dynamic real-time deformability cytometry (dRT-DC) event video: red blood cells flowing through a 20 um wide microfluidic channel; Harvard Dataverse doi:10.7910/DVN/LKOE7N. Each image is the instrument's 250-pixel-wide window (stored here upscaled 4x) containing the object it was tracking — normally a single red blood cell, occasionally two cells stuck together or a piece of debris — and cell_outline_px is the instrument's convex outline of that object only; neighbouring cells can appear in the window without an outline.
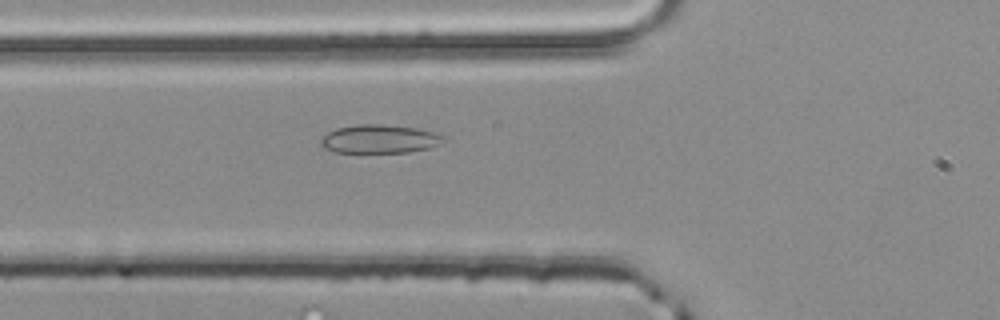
{"species": "common noctule bat (a hibernating species)", "species_latin": "Nyctalus noctula", "temperature_condition": "room temperature", "stored_images_in_passage": 38, "camera_frame_rate_fps": 3000, "um_per_image_px": 0.085, "animal": {"sex": "male", "body_mass_g": 20.4}, "frame": {"image": 1, "passage_image": 5, "time_ms": 1.333, "image_size_px": [1000, 320], "cell_outline_px": [[448, 140], [428, 148], [408, 152], [332, 152], [324, 148], [320, 144], [320, 140], [328, 132], [336, 128], [356, 124], [380, 124], [416, 128], [432, 132], [444, 136]], "centroid_in_image_um": [32.24, 11.81], "position_along_channel_um": 93.6, "area_um2": 20.35}}
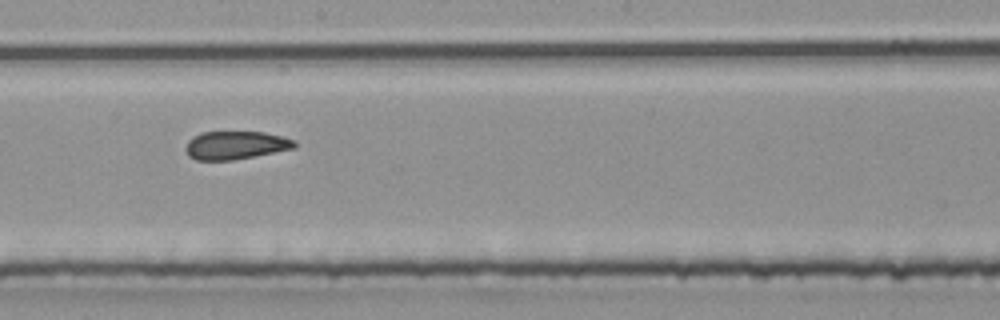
{"frame": {"image": 2, "passage_image": 15, "time_ms": 4.667, "image_size_px": [1000, 320], "cell_outline_px": [[296, 148], [232, 160], [196, 160], [188, 156], [184, 148], [188, 140], [192, 136], [200, 132], [264, 132], [284, 136], [296, 140]], "centroid_in_image_um": [20.01, 12.33], "position_along_channel_um": 228.2, "area_um2": 18.09}}
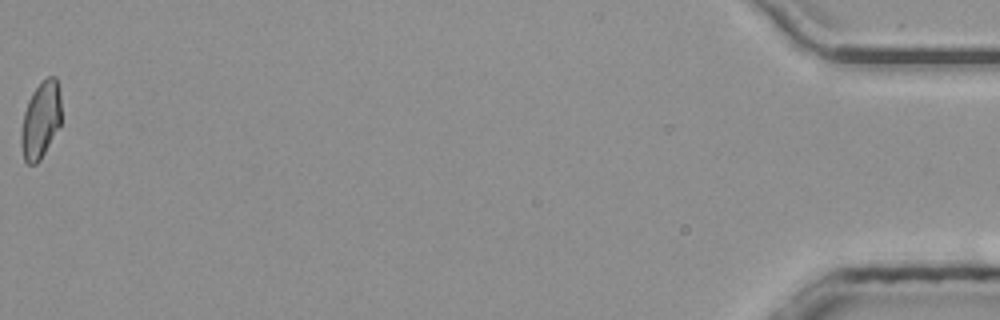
{"frame": {"image": 3, "passage_image": 38, "time_ms": 12.333, "image_size_px": [1000, 320], "cell_outline_px": [[60, 124], [40, 160], [36, 164], [28, 164], [24, 160], [20, 144], [20, 132], [24, 112], [28, 100], [32, 92], [40, 80], [48, 76], [56, 76], [60, 92]], "centroid_in_image_um": [3.43, 10.17], "position_along_channel_um": 431.8, "area_um2": 18.09}, "authors_computed_cell_mechanics": {"area_um2": 18.6405, "velocity_mm_per_s": 4.0217, "shape_relaxation_time_tau1_ms": null, "shape_relaxation_time_tau2_ms": 2.224, "deformation_change_tau1": null, "deformation_change_tau2": 0.0876}}